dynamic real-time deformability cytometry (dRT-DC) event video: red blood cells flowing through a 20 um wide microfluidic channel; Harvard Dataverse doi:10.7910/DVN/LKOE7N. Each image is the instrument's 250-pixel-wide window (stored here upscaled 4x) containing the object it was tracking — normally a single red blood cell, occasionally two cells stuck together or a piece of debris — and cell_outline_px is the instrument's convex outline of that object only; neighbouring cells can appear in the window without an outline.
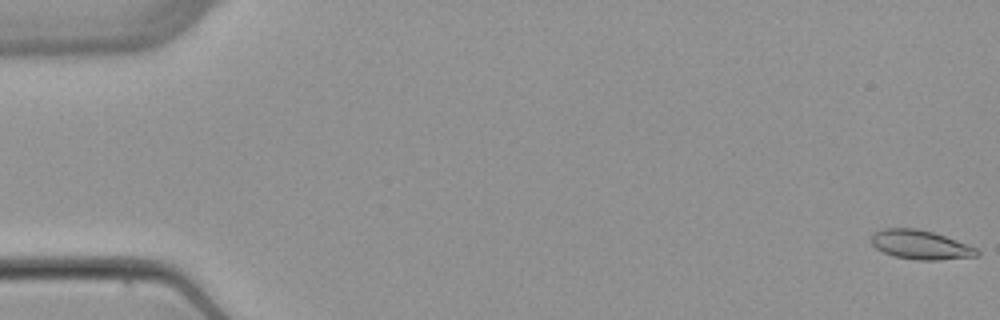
{"species": "common noctule bat (a hibernating species)", "species_latin": "Nyctalus noctula", "temperature_condition": "warm", "stored_images_in_passage": 5, "camera_frame_rate_fps": 3000, "um_per_image_px": 0.085, "animal": {"sex": "female", "body_mass_g": 22.7, "forearm_length_mm": 54.2}, "frame": {"image": 1, "passage_image": 1, "time_ms": 0.0, "image_size_px": [1000, 320], "cell_outline_px": [[980, 256], [940, 260], [916, 260], [892, 256], [876, 248], [872, 244], [872, 236], [876, 232], [884, 228], [916, 228], [932, 232], [968, 244], [976, 248], [980, 252]], "centroid_in_image_um": [78.27, 20.82], "position_along_channel_um": 6.7, "area_um2": 17.92}}
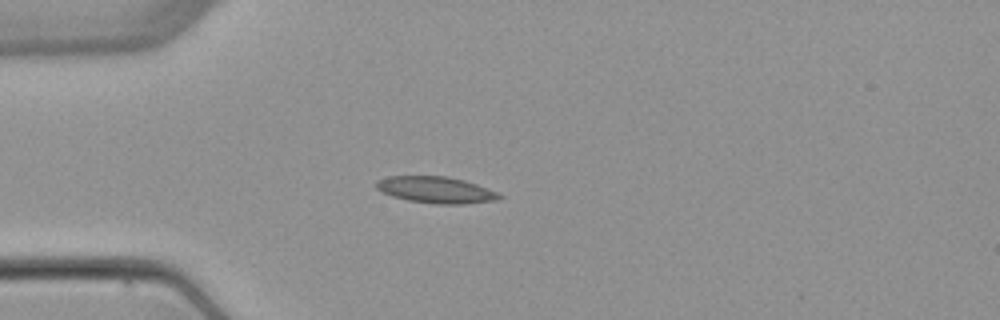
{"frame": {"image": 2, "passage_image": 4, "time_ms": 4.667, "image_size_px": [1000, 320], "cell_outline_px": [[504, 196], [496, 200], [464, 204], [436, 204], [408, 200], [392, 196], [376, 188], [376, 180], [388, 176], [448, 176], [464, 180], [476, 184], [496, 192]], "centroid_in_image_um": [37.04, 16.13], "position_along_channel_um": 48.0, "area_um2": 18.9}}